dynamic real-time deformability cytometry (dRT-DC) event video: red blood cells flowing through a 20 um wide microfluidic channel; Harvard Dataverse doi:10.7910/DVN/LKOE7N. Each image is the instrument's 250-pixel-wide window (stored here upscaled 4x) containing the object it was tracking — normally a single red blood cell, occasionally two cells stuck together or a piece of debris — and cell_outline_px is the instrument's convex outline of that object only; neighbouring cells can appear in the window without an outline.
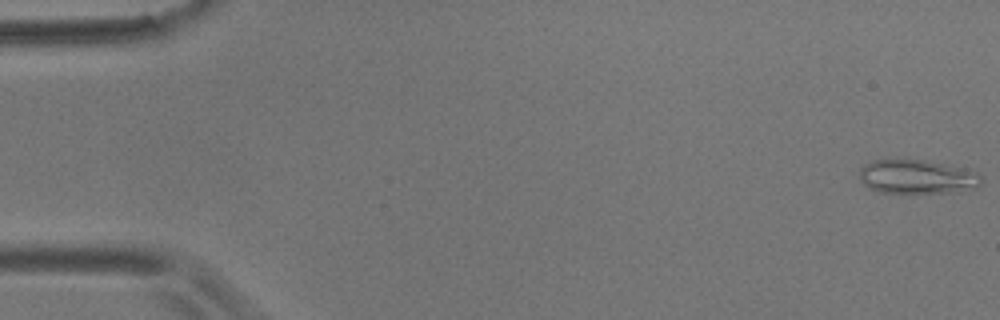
{"species": "common noctule bat (a hibernating species)", "species_latin": "Nyctalus noctula", "temperature_condition": "room temperature", "stored_images_in_passage": 33, "camera_frame_rate_fps": 3000, "um_per_image_px": 0.085, "animal": {"sex": "male", "body_mass_g": 17.9}, "frame": {"image": 1, "passage_image": 1, "time_ms": 0.0, "image_size_px": [1000, 320], "cell_outline_px": [[984, 180], [976, 188], [956, 192], [880, 192], [868, 188], [860, 180], [860, 168], [864, 164], [872, 160], [924, 160], [964, 168], [976, 172]], "centroid_in_image_um": [77.96, 15.03], "position_along_channel_um": 7.0, "area_um2": 24.04}}
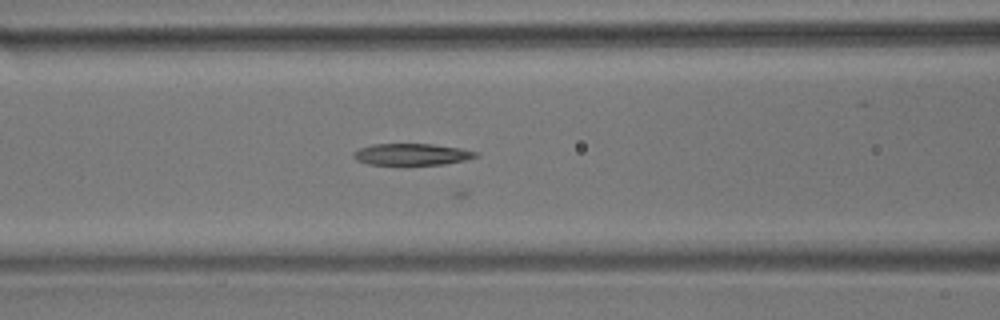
{"frame": {"image": 2, "passage_image": 23, "time_ms": 7.333, "image_size_px": [1000, 320], "cell_outline_px": [[480, 156], [464, 160], [444, 164], [404, 168], [368, 164], [356, 160], [352, 156], [352, 152], [360, 148], [372, 144], [432, 144], [460, 148], [480, 152]], "centroid_in_image_um": [34.98, 13.17], "position_along_channel_um": 131.6, "area_um2": 16.47}}